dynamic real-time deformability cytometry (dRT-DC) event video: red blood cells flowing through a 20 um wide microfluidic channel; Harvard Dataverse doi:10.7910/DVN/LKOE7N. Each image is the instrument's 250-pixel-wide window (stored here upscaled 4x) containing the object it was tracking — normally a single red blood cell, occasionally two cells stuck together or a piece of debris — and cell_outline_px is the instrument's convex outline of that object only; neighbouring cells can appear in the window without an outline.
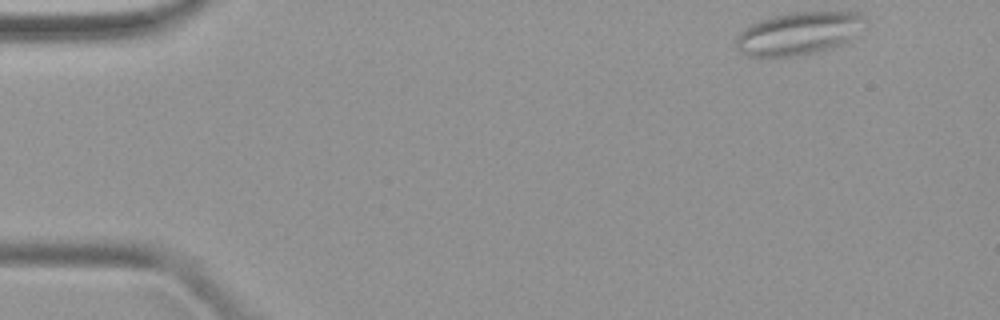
{"species": "common noctule bat (a hibernating species)", "species_latin": "Nyctalus noctula", "temperature_condition": "warm", "stored_images_in_passage": 7, "camera_frame_rate_fps": 3000, "um_per_image_px": 0.085, "animal": {"sex": "female", "body_mass_g": 19.9}, "frame": {"image": 1, "passage_image": 1, "time_ms": 0.0, "image_size_px": [1000, 320], "cell_outline_px": [[868, 20], [860, 36], [844, 44], [820, 52], [796, 56], [748, 56], [740, 52], [736, 48], [736, 36], [744, 28], [760, 20], [772, 16], [788, 12], [860, 12]], "centroid_in_image_um": [67.98, 2.84], "position_along_channel_um": 17.0, "area_um2": 32.95}}